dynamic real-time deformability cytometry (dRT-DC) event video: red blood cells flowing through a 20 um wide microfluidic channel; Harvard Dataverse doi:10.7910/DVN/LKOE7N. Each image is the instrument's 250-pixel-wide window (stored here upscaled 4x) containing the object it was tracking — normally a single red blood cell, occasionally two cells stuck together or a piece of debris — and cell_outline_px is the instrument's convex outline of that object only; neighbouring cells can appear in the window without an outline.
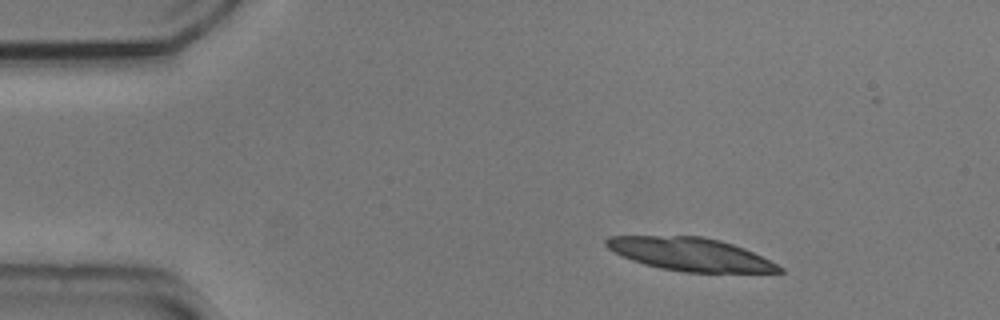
{"species": "common noctule bat (a hibernating species)", "species_latin": "Nyctalus noctula", "temperature_condition": "cold", "stored_images_in_passage": 13, "camera_frame_rate_fps": 3000, "um_per_image_px": 0.085, "animal": {"sex": "male", "body_mass_g": 20.5, "forearm_length_mm": 52.5}, "frame": {"image": 1, "passage_image": 1, "time_ms": 0.0, "image_size_px": [1000, 320], "cell_outline_px": [[784, 272], [684, 272], [660, 268], [644, 264], [632, 260], [608, 248], [604, 244], [604, 240], [608, 236], [704, 236], [720, 240], [744, 248], [784, 268]], "centroid_in_image_um": [58.65, 21.6], "position_along_channel_um": 26.3, "area_um2": 33.0}}